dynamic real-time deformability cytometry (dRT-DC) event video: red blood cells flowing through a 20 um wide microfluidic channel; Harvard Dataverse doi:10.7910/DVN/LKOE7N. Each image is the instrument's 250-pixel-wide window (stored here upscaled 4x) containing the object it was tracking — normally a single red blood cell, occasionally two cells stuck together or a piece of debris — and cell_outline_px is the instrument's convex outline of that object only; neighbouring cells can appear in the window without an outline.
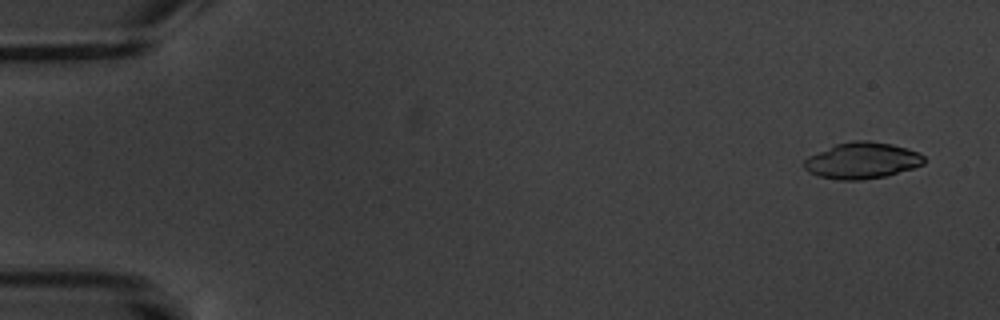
{"species": "common noctule bat (a hibernating species)", "species_latin": "Nyctalus noctula", "temperature_condition": "warm", "stored_images_in_passage": 6, "camera_frame_rate_fps": 3000, "um_per_image_px": 0.085, "animal": {"sex": "male", "body_mass_g": 20.1, "forearm_length_mm": 53.5}, "frame": {"image": 1, "passage_image": 1, "time_ms": 0.0, "image_size_px": [1000, 320], "cell_outline_px": [[924, 164], [912, 168], [884, 176], [860, 180], [840, 180], [820, 176], [808, 172], [804, 168], [804, 160], [808, 156], [836, 144], [852, 140], [868, 140], [892, 144], [920, 152], [924, 156]], "centroid_in_image_um": [73.27, 13.63], "position_along_channel_um": 11.7, "area_um2": 25.26}}
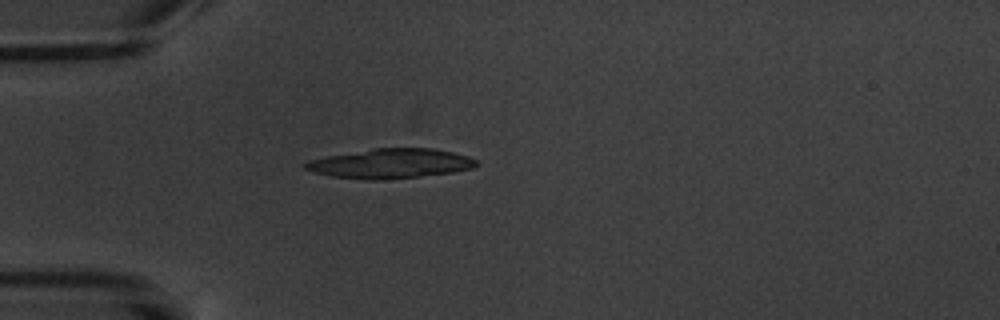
{"frame": {"image": 2, "passage_image": 5, "time_ms": 4.667, "image_size_px": [1000, 320], "cell_outline_px": [[480, 164], [472, 168], [452, 172], [420, 176], [384, 180], [368, 180], [332, 176], [312, 172], [304, 168], [304, 164], [308, 160], [328, 156], [372, 148], [432, 148], [452, 152], [468, 156], [480, 160]], "centroid_in_image_um": [33.22, 13.9], "position_along_channel_um": 51.8, "area_um2": 29.59}}